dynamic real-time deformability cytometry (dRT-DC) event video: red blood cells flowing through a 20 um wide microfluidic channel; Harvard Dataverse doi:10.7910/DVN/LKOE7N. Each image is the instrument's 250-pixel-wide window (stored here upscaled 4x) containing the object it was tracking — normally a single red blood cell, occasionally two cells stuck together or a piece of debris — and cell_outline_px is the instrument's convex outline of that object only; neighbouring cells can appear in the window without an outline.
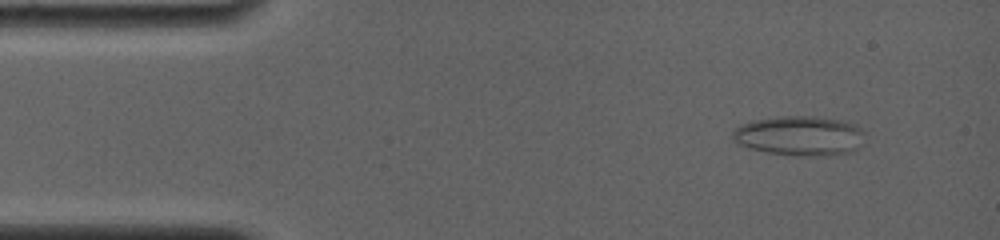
{"species": "common noctule bat (a hibernating species)", "species_latin": "Nyctalus noctula", "temperature_condition": "room temperature", "stored_images_in_passage": 16, "camera_frame_rate_fps": 4000, "um_per_image_px": 0.085, "animal": {"sex": "female", "body_mass_g": 19.0, "forearm_length_mm": 56.7}, "frame": {"image": 1, "passage_image": 3, "time_ms": 1.25, "image_size_px": [1000, 240], "cell_outline_px": [[864, 144], [852, 152], [824, 156], [796, 156], [768, 152], [748, 148], [732, 140], [732, 132], [740, 124], [752, 120], [776, 116], [816, 116], [840, 120], [852, 124], [860, 128], [864, 132]], "centroid_in_image_um": [67.97, 11.54], "position_along_channel_um": 17.0, "area_um2": 30.98}}
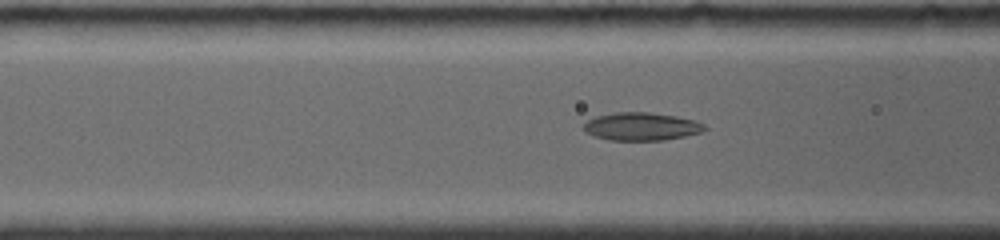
{"frame": {"image": 2, "passage_image": 12, "time_ms": 5.75, "image_size_px": [1000, 240], "cell_outline_px": [[708, 128], [704, 132], [664, 140], [608, 140], [584, 132], [584, 124], [588, 120], [596, 116], [616, 112], [648, 112], [676, 116], [696, 120], [704, 124]], "centroid_in_image_um": [54.56, 10.75], "position_along_channel_um": 112.0, "area_um2": 19.77}}
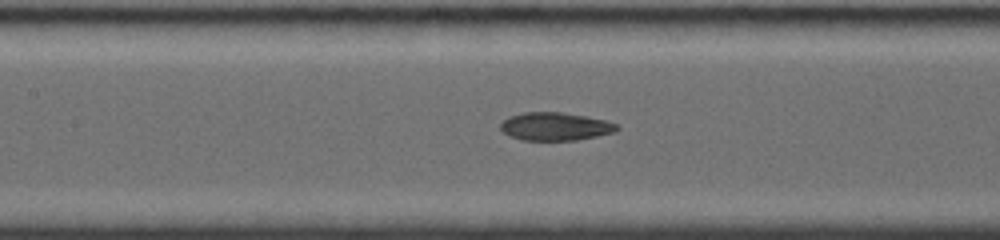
{"frame": {"image": 3, "passage_image": 15, "time_ms": 7.0, "image_size_px": [1000, 240], "cell_outline_px": [[620, 128], [616, 132], [576, 140], [524, 140], [508, 136], [500, 128], [500, 124], [508, 116], [524, 112], [560, 112], [584, 116], [604, 120], [616, 124]], "centroid_in_image_um": [47.17, 10.75], "position_along_channel_um": 160.2, "area_um2": 18.96}}